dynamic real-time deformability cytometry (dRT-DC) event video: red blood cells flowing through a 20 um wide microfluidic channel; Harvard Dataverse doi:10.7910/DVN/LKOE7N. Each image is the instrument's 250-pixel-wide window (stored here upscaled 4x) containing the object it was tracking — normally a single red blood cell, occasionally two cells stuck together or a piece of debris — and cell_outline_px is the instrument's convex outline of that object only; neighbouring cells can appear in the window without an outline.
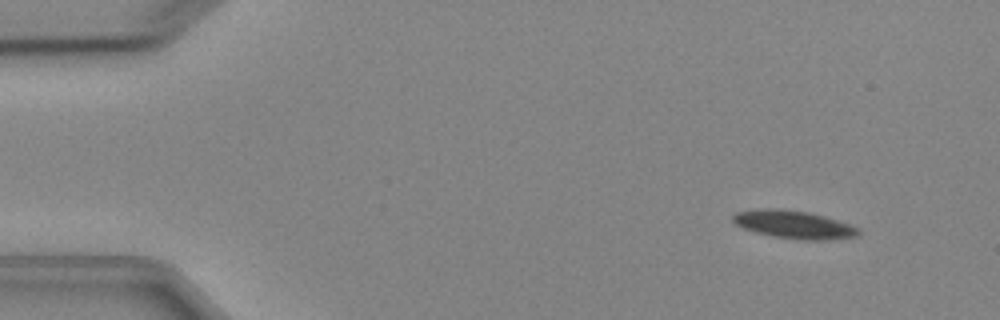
{"species": "Egyptian fruit bat (a non-hibernating species)", "species_latin": "Rousettus aegyptiacus", "temperature_condition": "cold", "stored_images_in_passage": 3, "camera_frame_rate_fps": 3000, "um_per_image_px": 0.085, "animal": {"sex": "female"}, "frame": {"image": 1, "passage_image": 1, "time_ms": 0.0, "image_size_px": [1000, 320], "cell_outline_px": [[860, 232], [856, 236], [828, 240], [804, 240], [772, 236], [756, 232], [744, 228], [736, 224], [732, 220], [732, 216], [736, 212], [764, 208], [772, 208], [808, 212], [824, 216], [860, 228]], "centroid_in_image_um": [67.47, 19.09], "position_along_channel_um": 17.5, "area_um2": 20.23}}